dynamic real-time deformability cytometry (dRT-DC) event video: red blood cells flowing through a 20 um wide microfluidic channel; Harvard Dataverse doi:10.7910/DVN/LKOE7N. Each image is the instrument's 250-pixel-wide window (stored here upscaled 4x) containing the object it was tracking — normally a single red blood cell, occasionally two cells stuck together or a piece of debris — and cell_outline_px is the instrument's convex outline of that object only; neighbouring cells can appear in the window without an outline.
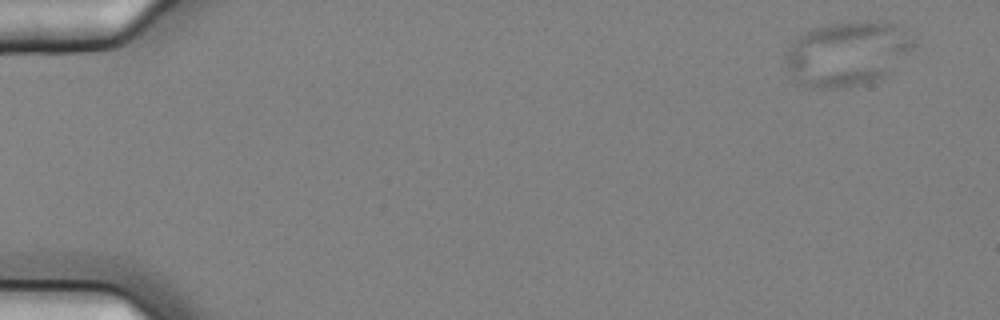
{"species": "common noctule bat (a hibernating species)", "species_latin": "Nyctalus noctula", "temperature_condition": "cold", "stored_images_in_passage": 6, "camera_frame_rate_fps": 3000, "um_per_image_px": 0.085, "animal": {"sex": "female", "body_mass_g": 25.1}, "frame": {"image": 1, "passage_image": 1, "time_ms": 0.0, "image_size_px": [1000, 320], "cell_outline_px": [[916, 44], [912, 52], [888, 72], [876, 80], [860, 84], [832, 88], [812, 88], [796, 80], [792, 76], [784, 64], [784, 56], [788, 48], [804, 32], [828, 24], [864, 20], [868, 20], [892, 24], [912, 40]], "centroid_in_image_um": [71.97, 4.56], "position_along_channel_um": 13.0, "area_um2": 47.4}}